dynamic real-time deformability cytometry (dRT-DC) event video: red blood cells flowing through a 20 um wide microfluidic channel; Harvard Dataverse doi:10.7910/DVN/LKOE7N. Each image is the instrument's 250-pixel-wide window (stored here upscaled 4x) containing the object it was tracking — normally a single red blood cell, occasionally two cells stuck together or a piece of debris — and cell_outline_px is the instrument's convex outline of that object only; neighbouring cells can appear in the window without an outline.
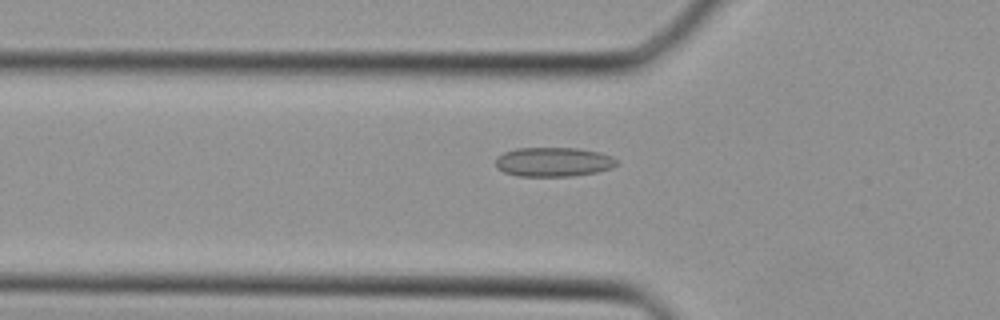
{"species": "Egyptian fruit bat (a non-hibernating species)", "species_latin": "Rousettus aegyptiacus", "temperature_condition": "cold", "stored_images_in_passage": 34, "camera_frame_rate_fps": 3000, "um_per_image_px": 0.085, "animal": {"sex": "female"}, "frame": {"image": 1, "passage_image": 9, "time_ms": 2.667, "image_size_px": [1000, 320], "cell_outline_px": [[616, 164], [612, 168], [596, 172], [572, 176], [516, 176], [504, 172], [496, 168], [496, 156], [504, 152], [516, 148], [576, 148], [600, 152], [612, 156], [616, 160]], "centroid_in_image_um": [47.01, 13.76], "position_along_channel_um": 78.8, "area_um2": 20.75}}
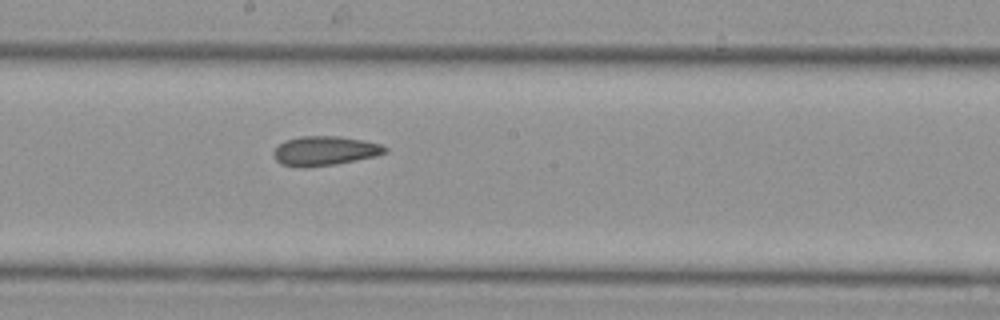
{"frame": {"image": 2, "passage_image": 17, "time_ms": 5.333, "image_size_px": [1000, 320], "cell_outline_px": [[388, 152], [376, 156], [336, 164], [308, 168], [300, 168], [280, 164], [276, 160], [272, 152], [284, 140], [300, 136], [340, 136], [364, 140], [380, 144], [388, 148]], "centroid_in_image_um": [27.6, 12.83], "position_along_channel_um": 220.6, "area_um2": 19.36}}
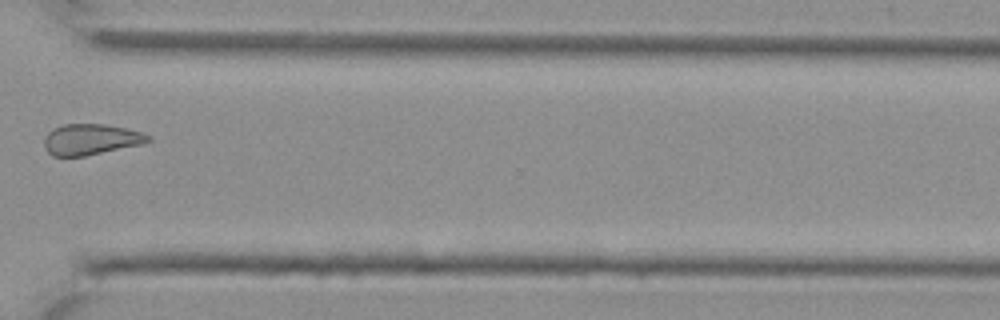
{"frame": {"image": 3, "passage_image": 25, "time_ms": 8.0, "image_size_px": [1000, 320], "cell_outline_px": [[152, 140], [140, 144], [84, 156], [52, 156], [44, 148], [44, 140], [48, 132], [52, 128], [64, 124], [104, 124], [124, 128], [140, 132], [152, 136]], "centroid_in_image_um": [7.68, 11.84], "position_along_channel_um": 362.9, "area_um2": 18.55}}